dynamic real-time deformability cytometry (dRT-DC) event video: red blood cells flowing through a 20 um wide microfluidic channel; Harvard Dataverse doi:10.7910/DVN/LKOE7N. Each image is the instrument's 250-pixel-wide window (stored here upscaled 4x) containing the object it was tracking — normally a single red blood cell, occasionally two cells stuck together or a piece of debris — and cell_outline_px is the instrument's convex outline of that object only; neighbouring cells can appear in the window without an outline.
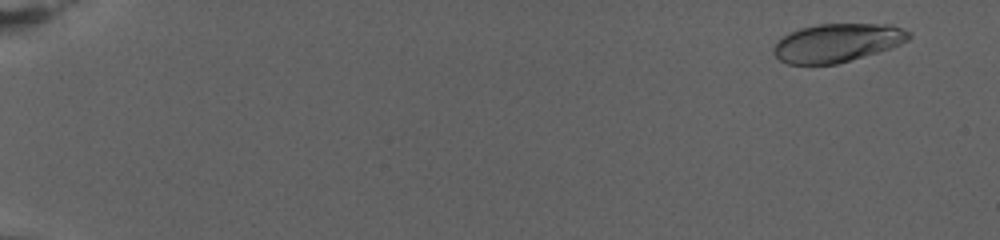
{"species": "human", "species_latin": "Homo sapiens", "temperature_condition": "warm", "stored_images_in_passage": 83, "camera_frame_rate_fps": 3000, "um_per_image_px": 0.085, "donor": {"sex": "female"}, "frame": {"image": 1, "passage_image": 6, "time_ms": 1.667, "image_size_px": [1000, 240], "cell_outline_px": [[912, 36], [908, 40], [900, 44], [876, 52], [836, 64], [788, 64], [780, 60], [772, 52], [772, 48], [784, 36], [800, 28], [820, 24], [892, 24], [912, 32]], "centroid_in_image_um": [71.18, 3.63], "position_along_channel_um": 13.8, "area_um2": 30.0}}
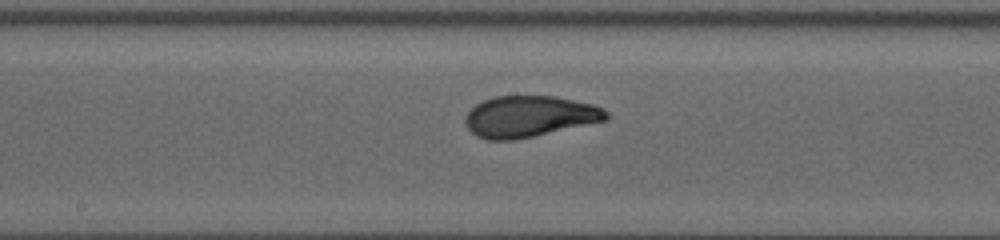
{"frame": {"image": 2, "passage_image": 48, "time_ms": 15.667, "image_size_px": [1000, 240], "cell_outline_px": [[608, 120], [532, 136], [512, 140], [488, 140], [476, 136], [464, 124], [464, 116], [476, 104], [484, 100], [496, 96], [556, 96], [592, 104], [604, 108], [608, 112]], "centroid_in_image_um": [44.99, 9.89], "position_along_channel_um": 203.2, "area_um2": 33.81}}
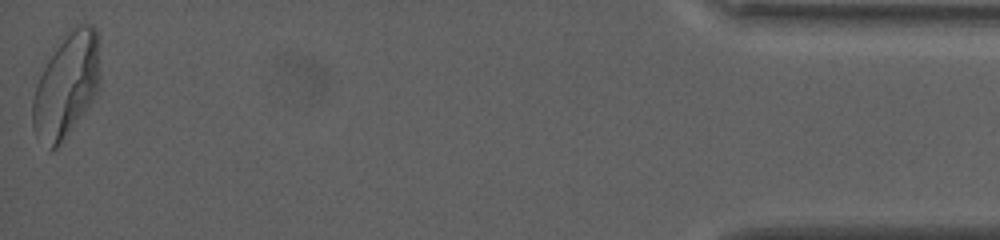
{"frame": {"image": 3, "passage_image": 83, "time_ms": 27.333, "image_size_px": [1000, 240], "cell_outline_px": [[100, 80], [96, 92], [92, 100], [56, 148], [48, 152], [36, 136], [32, 128], [32, 100], [40, 76], [60, 36], [68, 28], [84, 20], [92, 24], [96, 28], [100, 76]], "centroid_in_image_um": [5.63, 7.18], "position_along_channel_um": 429.6, "area_um2": 41.15}, "authors_computed_cell_mechanics": {"area_um2": 33.4084, "velocity_mm_per_s": 2.6159, "shape_relaxation_time_tau1_ms": 5.6151, "shape_relaxation_time_tau2_ms": 1.0568, "deformation_change_tau1": 0.2077, "deformation_change_tau2": 0.0616}}